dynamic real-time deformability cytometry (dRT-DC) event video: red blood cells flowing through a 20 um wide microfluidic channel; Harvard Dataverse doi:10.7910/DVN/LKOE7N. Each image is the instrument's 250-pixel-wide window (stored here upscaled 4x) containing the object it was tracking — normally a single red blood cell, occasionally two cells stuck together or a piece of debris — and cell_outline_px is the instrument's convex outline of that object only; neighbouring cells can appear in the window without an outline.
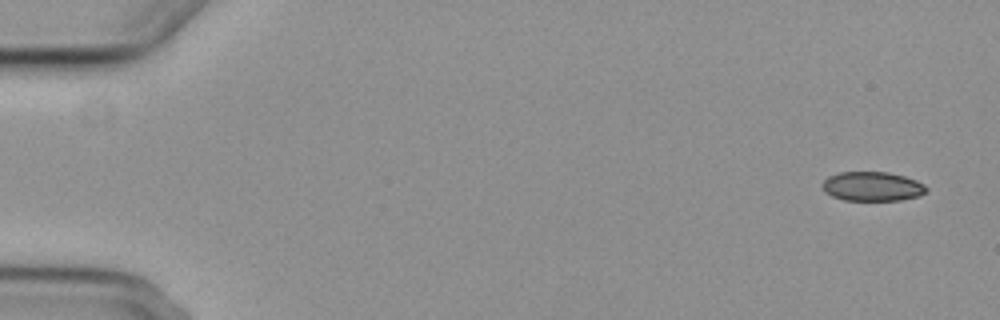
{"species": "common noctule bat (a hibernating species)", "species_latin": "Nyctalus noctula", "temperature_condition": "cold", "stored_images_in_passage": 5, "camera_frame_rate_fps": 3000, "um_per_image_px": 0.085, "animal": {"sex": "female", "body_mass_g": 29.2, "forearm_length_mm": 56.3}, "frame": {"image": 1, "passage_image": 1, "time_ms": 0.0, "image_size_px": [1000, 320], "cell_outline_px": [[928, 188], [920, 196], [900, 200], [844, 200], [832, 196], [824, 192], [820, 184], [828, 176], [840, 172], [888, 172], [904, 176], [916, 180], [924, 184]], "centroid_in_image_um": [74.12, 15.84], "position_along_channel_um": 10.9, "area_um2": 17.86}}
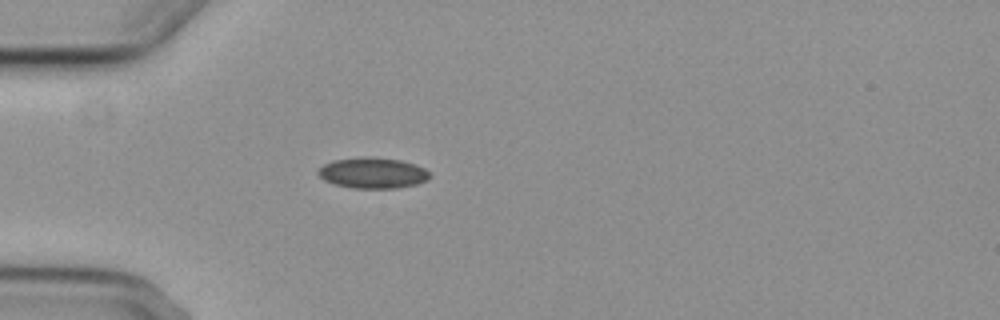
{"frame": {"image": 2, "passage_image": 5, "time_ms": 4.667, "image_size_px": [1000, 320], "cell_outline_px": [[432, 176], [428, 180], [416, 184], [396, 188], [352, 188], [332, 184], [324, 180], [316, 172], [324, 164], [332, 160], [364, 156], [368, 156], [400, 160], [416, 164], [424, 168]], "centroid_in_image_um": [31.67, 14.69], "position_along_channel_um": 53.3, "area_um2": 20.23}}